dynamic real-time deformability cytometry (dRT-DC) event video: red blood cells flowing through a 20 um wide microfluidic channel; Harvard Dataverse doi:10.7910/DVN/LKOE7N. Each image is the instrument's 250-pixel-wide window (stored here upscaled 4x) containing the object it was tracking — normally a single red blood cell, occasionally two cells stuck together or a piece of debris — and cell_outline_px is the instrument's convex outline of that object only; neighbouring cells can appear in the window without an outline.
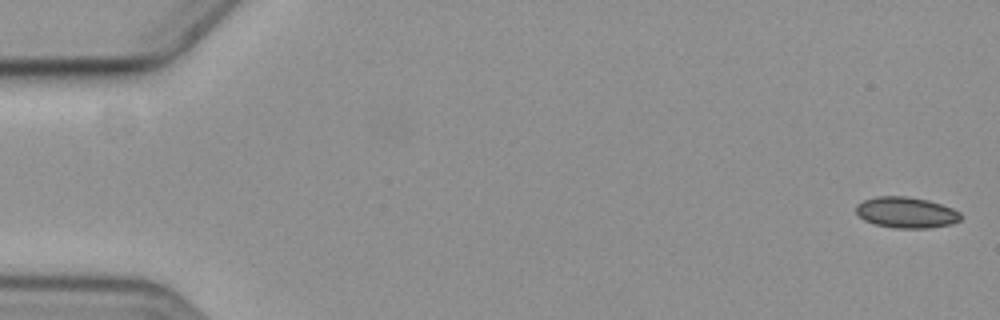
{"species": "common noctule bat (a hibernating species)", "species_latin": "Nyctalus noctula", "temperature_condition": "cold", "stored_images_in_passage": 7, "camera_frame_rate_fps": 3000, "um_per_image_px": 0.085, "animal": {"sex": "female", "body_mass_g": 19.3, "forearm_length_mm": 54.1}, "frame": {"image": 1, "passage_image": 1, "time_ms": 0.0, "image_size_px": [1000, 320], "cell_outline_px": [[960, 220], [952, 224], [928, 228], [896, 228], [876, 224], [864, 220], [856, 212], [856, 204], [864, 200], [876, 196], [908, 196], [928, 200], [952, 208], [960, 212]], "centroid_in_image_um": [77.02, 18.05], "position_along_channel_um": 8.0, "area_um2": 18.84}}
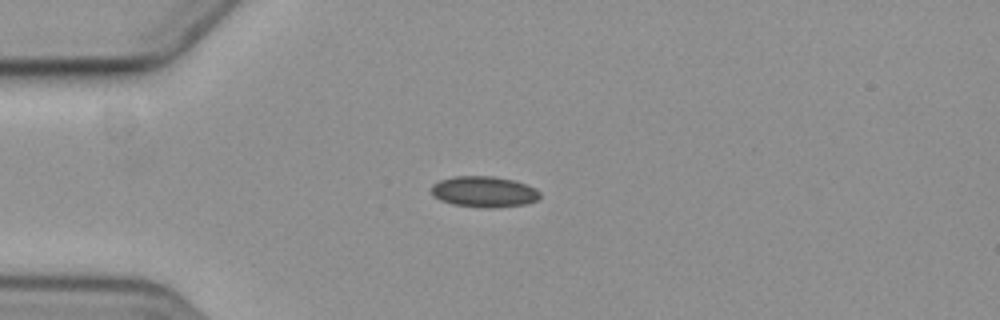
{"frame": {"image": 2, "passage_image": 5, "time_ms": 4.667, "image_size_px": [1000, 320], "cell_outline_px": [[540, 196], [536, 200], [528, 204], [496, 208], [484, 208], [452, 204], [440, 200], [432, 196], [432, 184], [440, 180], [452, 176], [492, 176], [512, 180], [536, 188], [540, 192]], "centroid_in_image_um": [41.13, 16.31], "position_along_channel_um": 43.9, "area_um2": 19.71}}
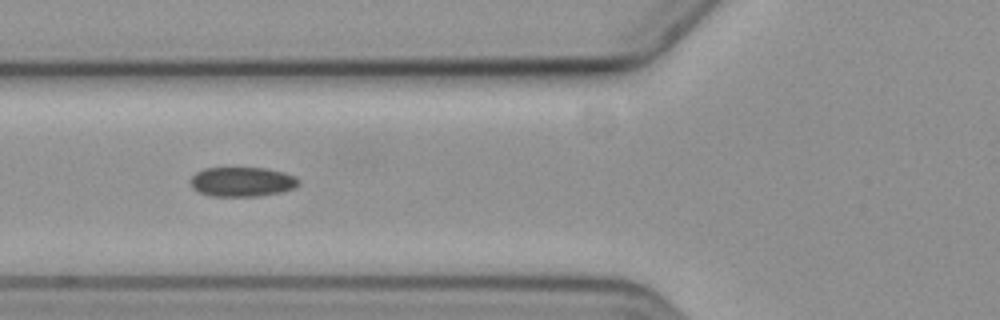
{"frame": {"image": 3, "passage_image": 7, "time_ms": 7.0, "image_size_px": [1000, 320], "cell_outline_px": [[300, 184], [296, 188], [280, 192], [260, 196], [212, 196], [200, 192], [192, 188], [192, 176], [196, 172], [204, 168], [264, 168], [284, 172], [296, 176], [300, 180]], "centroid_in_image_um": [20.63, 15.45], "position_along_channel_um": 105.2, "area_um2": 18.67}}